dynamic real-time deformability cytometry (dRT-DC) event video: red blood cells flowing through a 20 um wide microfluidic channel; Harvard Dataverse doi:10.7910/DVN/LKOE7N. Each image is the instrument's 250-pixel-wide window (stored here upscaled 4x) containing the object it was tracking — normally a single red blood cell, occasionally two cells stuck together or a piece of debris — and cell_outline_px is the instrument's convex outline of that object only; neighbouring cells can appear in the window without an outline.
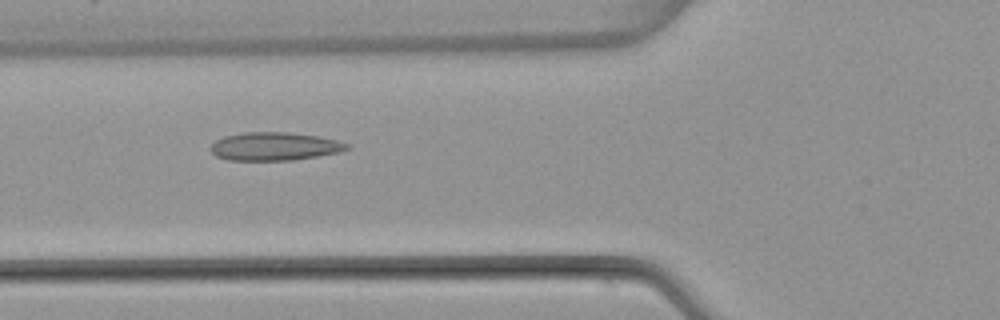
{"species": "common noctule bat (a hibernating species)", "species_latin": "Nyctalus noctula", "temperature_condition": "warm", "stored_images_in_passage": 3, "camera_frame_rate_fps": 3000, "um_per_image_px": 0.085, "animal": {"sex": "female", "body_mass_g": 22.7, "forearm_length_mm": 54.2}, "frame": {"image": 1, "passage_image": 2, "time_ms": 1.0, "image_size_px": [1000, 320], "cell_outline_px": [[348, 148], [340, 152], [292, 160], [228, 160], [216, 156], [208, 148], [216, 140], [224, 136], [244, 132], [288, 132], [320, 136], [336, 140], [348, 144]], "centroid_in_image_um": [23.3, 12.43], "position_along_channel_um": 102.5, "area_um2": 22.37}}
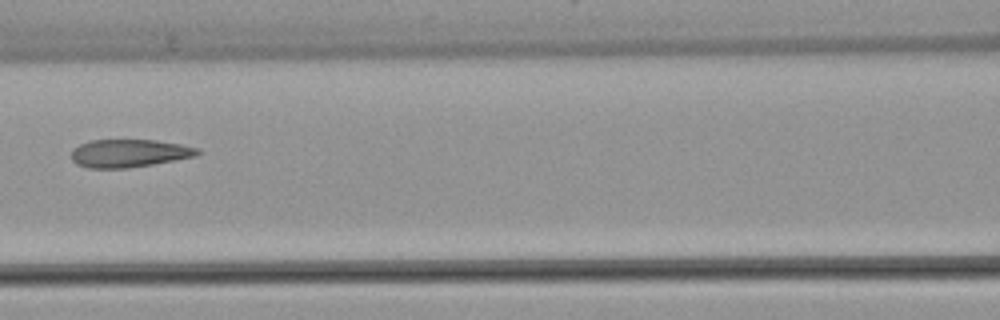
{"frame": {"image": 2, "passage_image": 3, "time_ms": 2.333, "image_size_px": [1000, 320], "cell_outline_px": [[200, 152], [196, 156], [176, 160], [128, 168], [88, 168], [76, 164], [72, 160], [72, 148], [80, 144], [92, 140], [156, 140], [180, 144], [200, 148]], "centroid_in_image_um": [10.98, 13.03], "position_along_channel_um": 155.6, "area_um2": 20.58}}